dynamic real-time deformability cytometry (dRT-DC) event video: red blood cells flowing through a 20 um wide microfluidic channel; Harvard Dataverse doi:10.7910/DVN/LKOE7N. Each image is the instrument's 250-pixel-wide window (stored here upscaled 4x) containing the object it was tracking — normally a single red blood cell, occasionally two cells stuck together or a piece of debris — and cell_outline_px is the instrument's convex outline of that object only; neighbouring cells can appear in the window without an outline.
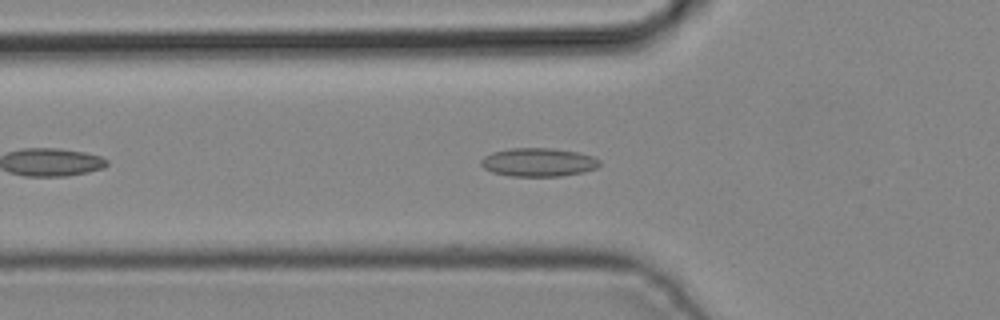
{"species": "common noctule bat (a hibernating species)", "species_latin": "Nyctalus noctula", "temperature_condition": "cold", "stored_images_in_passage": 2, "camera_frame_rate_fps": 3000, "um_per_image_px": 0.085, "animal": {"sex": "male", "body_mass_g": 19.2, "forearm_length_mm": 51.8}, "frame": {"image": 1, "passage_image": 2, "time_ms": 0.333, "image_size_px": [1000, 320], "cell_outline_px": [[600, 164], [596, 168], [584, 172], [560, 176], [512, 176], [492, 172], [484, 168], [480, 164], [480, 160], [484, 156], [492, 152], [512, 148], [552, 148], [576, 152], [592, 156], [600, 160]], "centroid_in_image_um": [45.75, 13.79], "position_along_channel_um": 80.1, "area_um2": 19.65}}